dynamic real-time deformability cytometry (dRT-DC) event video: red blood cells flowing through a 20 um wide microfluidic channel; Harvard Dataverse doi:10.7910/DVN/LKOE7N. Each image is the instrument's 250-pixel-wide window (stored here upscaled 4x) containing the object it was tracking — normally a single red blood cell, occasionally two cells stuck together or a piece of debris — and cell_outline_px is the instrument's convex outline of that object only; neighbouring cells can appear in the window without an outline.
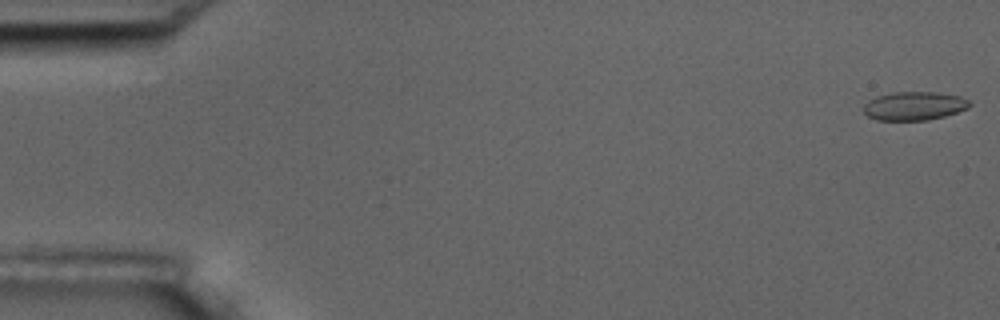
{"species": "common noctule bat (a hibernating species)", "species_latin": "Nyctalus noctula", "temperature_condition": "room temperature", "stored_images_in_passage": 16, "camera_frame_rate_fps": 3000, "um_per_image_px": 0.085, "animal": {"sex": "male", "body_mass_g": 17.5, "forearm_length_mm": 52.3}, "frame": {"image": 1, "passage_image": 1, "time_ms": 0.0, "image_size_px": [1000, 320], "cell_outline_px": [[972, 104], [968, 108], [944, 116], [928, 120], [876, 120], [868, 116], [864, 112], [864, 104], [868, 100], [876, 96], [892, 92], [936, 92], [960, 96], [968, 100]], "centroid_in_image_um": [77.69, 9.0], "position_along_channel_um": 7.3, "area_um2": 17.69}}
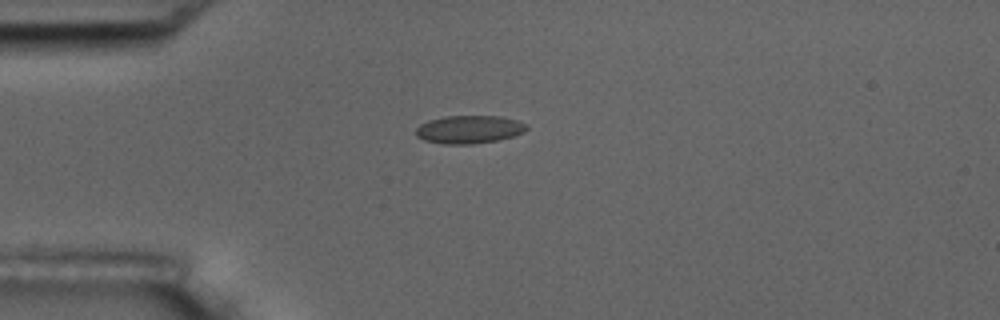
{"frame": {"image": 2, "passage_image": 5, "time_ms": 4.667, "image_size_px": [1000, 320], "cell_outline_px": [[528, 128], [524, 132], [512, 136], [496, 140], [472, 144], [444, 144], [424, 140], [416, 136], [416, 128], [420, 124], [428, 120], [444, 116], [504, 116], [528, 124]], "centroid_in_image_um": [39.88, 10.99], "position_along_channel_um": 45.1, "area_um2": 18.15}}
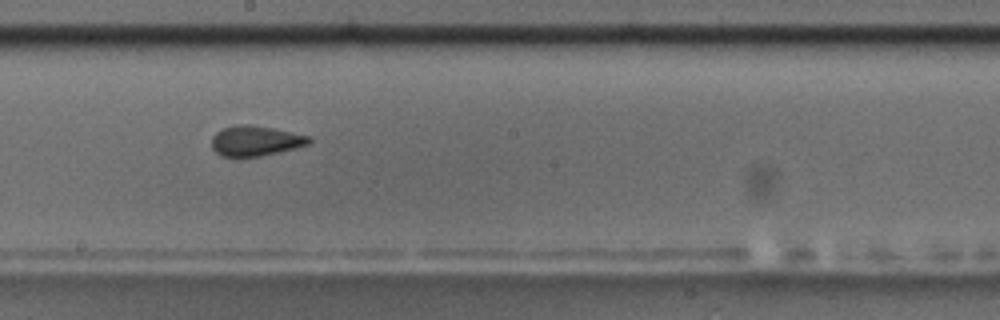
{"frame": {"image": 3, "passage_image": 10, "time_ms": 10.333, "image_size_px": [1000, 320], "cell_outline_px": [[312, 140], [308, 144], [280, 152], [260, 156], [220, 156], [212, 148], [212, 136], [216, 132], [224, 128], [236, 124], [248, 124], [272, 128], [308, 136]], "centroid_in_image_um": [21.68, 11.97], "position_along_channel_um": 226.5, "area_um2": 16.94}, "authors_computed_cell_mechanics": {"area_um2": 17.2822, "velocity_mm_per_s": 3.5271, "shape_relaxation_time_tau1_ms": 7.8295, "shape_relaxation_time_tau2_ms": 1.3971, "deformation_change_tau1": 0.1572, "deformation_change_tau2": 0.0832}}